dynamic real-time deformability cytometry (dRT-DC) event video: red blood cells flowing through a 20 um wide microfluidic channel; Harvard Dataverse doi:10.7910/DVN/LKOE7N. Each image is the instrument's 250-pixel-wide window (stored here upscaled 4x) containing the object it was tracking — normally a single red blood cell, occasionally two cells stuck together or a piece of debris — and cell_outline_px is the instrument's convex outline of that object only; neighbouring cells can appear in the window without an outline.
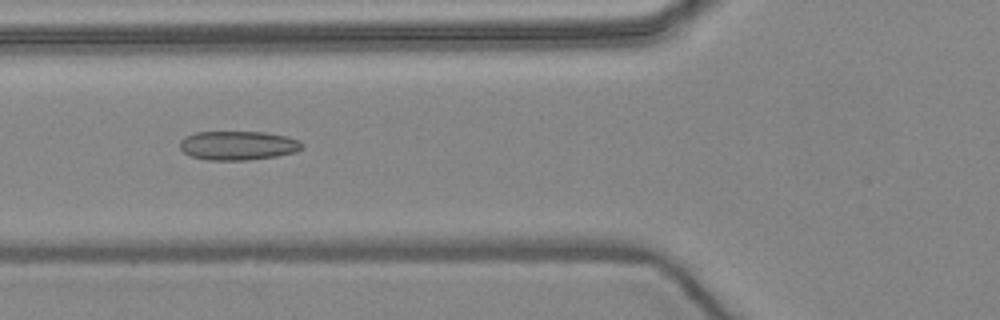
{"species": "common noctule bat (a hibernating species)", "species_latin": "Nyctalus noctula", "temperature_condition": "warm", "stored_images_in_passage": 6, "camera_frame_rate_fps": 3000, "um_per_image_px": 0.085, "animal": {"sex": "female", "body_mass_g": 24.6, "forearm_length_mm": 56.2}, "frame": {"image": 1, "passage_image": 6, "time_ms": 5.667, "image_size_px": [1000, 320], "cell_outline_px": [[304, 148], [296, 152], [276, 156], [248, 160], [208, 160], [192, 156], [184, 152], [180, 148], [180, 140], [184, 136], [196, 132], [264, 132], [288, 136], [300, 140], [304, 144]], "centroid_in_image_um": [20.27, 12.36], "position_along_channel_um": 105.5, "area_um2": 20.87}}